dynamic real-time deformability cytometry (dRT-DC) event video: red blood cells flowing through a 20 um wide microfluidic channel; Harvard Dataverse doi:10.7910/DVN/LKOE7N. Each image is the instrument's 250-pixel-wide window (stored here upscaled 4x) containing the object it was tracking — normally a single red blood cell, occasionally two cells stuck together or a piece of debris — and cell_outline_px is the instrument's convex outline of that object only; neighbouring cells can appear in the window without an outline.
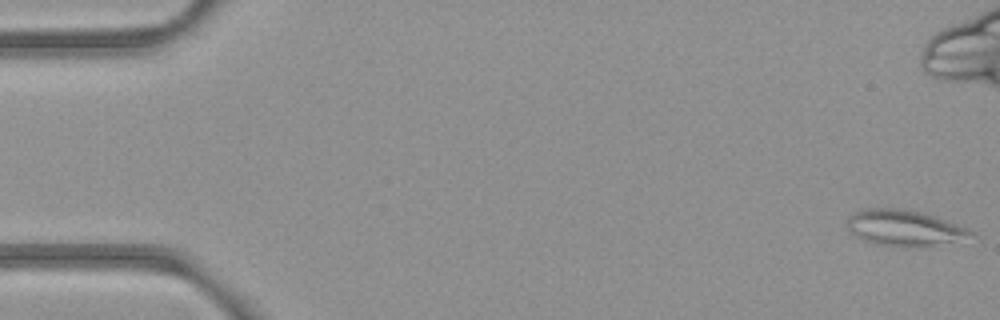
{"species": "common noctule bat (a hibernating species)", "species_latin": "Nyctalus noctula", "temperature_condition": "room temperature", "stored_images_in_passage": 8, "camera_frame_rate_fps": 3000, "um_per_image_px": 0.085, "animal": {"sex": "female", "body_mass_g": 21.9}, "frame": {"image": 1, "passage_image": 1, "time_ms": 0.0, "image_size_px": [1000, 320], "cell_outline_px": [[972, 232], [952, 240], [932, 244], [872, 244], [856, 236], [848, 228], [848, 216], [864, 208], [896, 208], [920, 212], [936, 216], [968, 228]], "centroid_in_image_um": [76.73, 19.3], "position_along_channel_um": 8.3, "area_um2": 24.28}}